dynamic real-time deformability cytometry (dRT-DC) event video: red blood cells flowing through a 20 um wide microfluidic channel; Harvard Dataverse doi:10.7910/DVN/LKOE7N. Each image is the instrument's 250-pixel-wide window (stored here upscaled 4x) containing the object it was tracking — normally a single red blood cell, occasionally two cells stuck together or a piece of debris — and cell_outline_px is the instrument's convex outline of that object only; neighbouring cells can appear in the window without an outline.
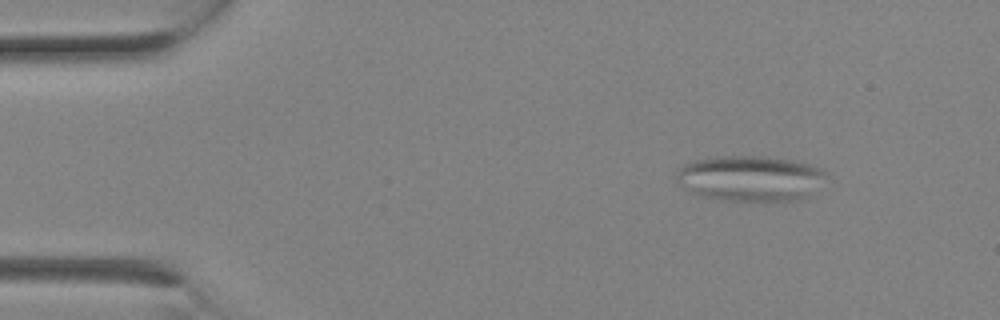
{"species": "Egyptian fruit bat (a non-hibernating species)", "species_latin": "Rousettus aegyptiacus", "temperature_condition": "room temperature", "stored_images_in_passage": 3, "camera_frame_rate_fps": 3000, "um_per_image_px": 0.085, "animal": {"sex": "female"}, "frame": {"image": 1, "passage_image": 1, "time_ms": 0.0, "image_size_px": [1000, 320], "cell_outline_px": [[824, 172], [808, 192], [800, 200], [784, 204], [764, 204], [724, 200], [704, 196], [688, 192], [676, 180], [676, 176], [680, 168], [684, 164], [692, 160], [716, 156], [764, 156], [792, 160], [808, 164], [820, 168]], "centroid_in_image_um": [63.67, 15.2], "position_along_channel_um": 21.3, "area_um2": 40.11}}